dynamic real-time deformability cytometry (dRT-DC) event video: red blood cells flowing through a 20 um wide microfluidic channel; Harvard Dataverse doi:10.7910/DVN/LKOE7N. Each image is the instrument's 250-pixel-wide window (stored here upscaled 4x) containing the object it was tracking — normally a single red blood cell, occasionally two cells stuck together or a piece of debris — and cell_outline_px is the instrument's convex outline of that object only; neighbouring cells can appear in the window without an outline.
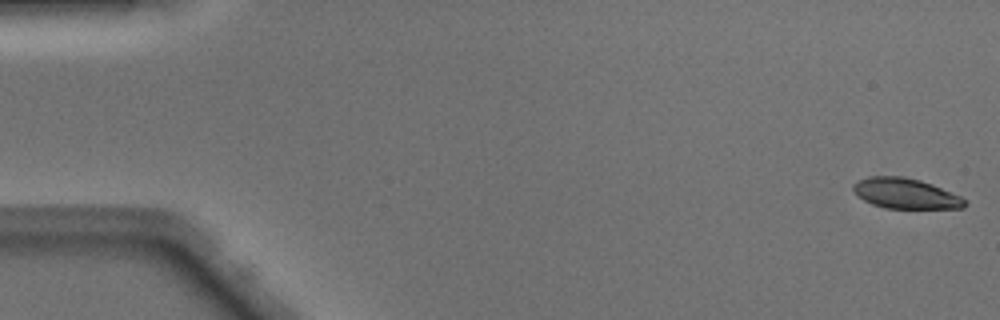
{"species": "Egyptian fruit bat (a non-hibernating species)", "species_latin": "Rousettus aegyptiacus", "temperature_condition": "warm", "stored_images_in_passage": 49, "camera_frame_rate_fps": 3000, "um_per_image_px": 0.085, "animal": {"sex": "male"}, "frame": {"image": 1, "passage_image": 1, "time_ms": 0.0, "image_size_px": [1000, 320], "cell_outline_px": [[968, 204], [964, 208], [888, 208], [872, 204], [856, 196], [852, 188], [852, 184], [868, 176], [900, 176], [920, 180], [932, 184], [960, 196], [968, 200]], "centroid_in_image_um": [76.97, 16.44], "position_along_channel_um": 8.0, "area_um2": 19.77}}
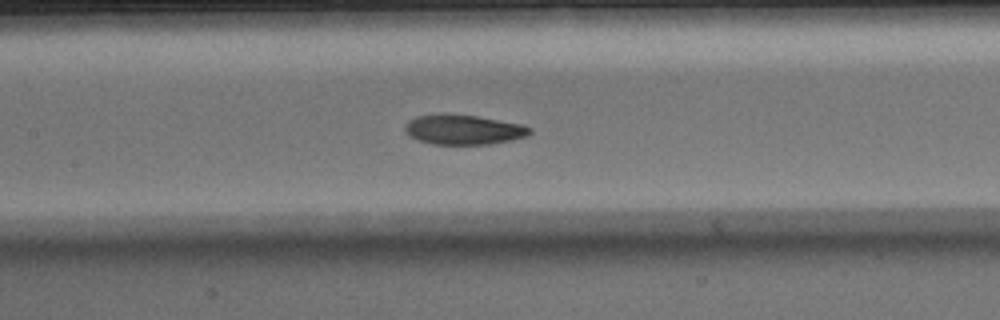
{"frame": {"image": 2, "passage_image": 23, "time_ms": 7.333, "image_size_px": [1000, 320], "cell_outline_px": [[532, 132], [528, 136], [512, 140], [488, 144], [432, 144], [408, 136], [404, 128], [404, 124], [408, 120], [416, 116], [444, 112], [448, 112], [476, 116], [524, 124], [532, 128]], "centroid_in_image_um": [39.39, 10.99], "position_along_channel_um": 168.0, "area_um2": 22.2}}
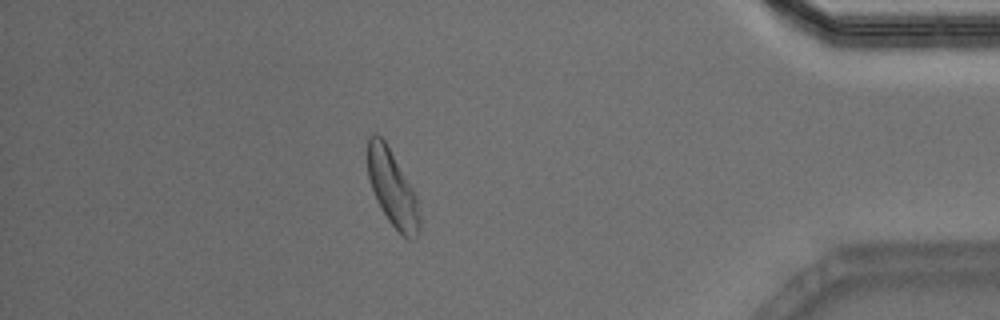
{"frame": {"image": 3, "passage_image": 43, "time_ms": 14.0, "image_size_px": [1000, 320], "cell_outline_px": [[420, 232], [412, 240], [408, 240], [388, 220], [376, 200], [368, 176], [368, 136], [372, 132], [376, 132], [384, 140], [412, 188], [416, 196], [420, 220]], "centroid_in_image_um": [33.35, 16.01], "position_along_channel_um": 401.9, "area_um2": 22.6}, "authors_computed_cell_mechanics": {"area_um2": 22.0218, "velocity_mm_per_s": 4.1201, "shape_relaxation_time_tau1_ms": 3.5001, "shape_relaxation_time_tau2_ms": 3.523, "deformation_change_tau1": 0.1383, "deformation_change_tau2": 0.096}}